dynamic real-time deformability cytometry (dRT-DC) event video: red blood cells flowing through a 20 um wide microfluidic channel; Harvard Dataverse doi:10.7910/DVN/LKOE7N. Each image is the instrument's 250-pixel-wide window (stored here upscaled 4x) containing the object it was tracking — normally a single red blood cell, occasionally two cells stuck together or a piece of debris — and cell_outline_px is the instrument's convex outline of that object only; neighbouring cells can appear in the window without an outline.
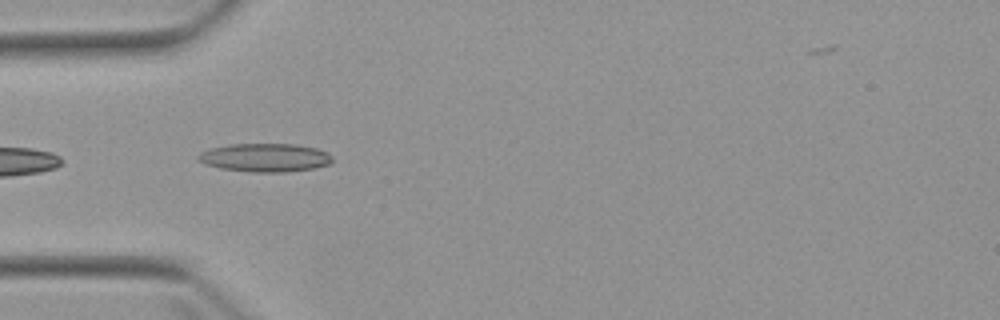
{"species": "Egyptian fruit bat (a non-hibernating species)", "species_latin": "Rousettus aegyptiacus", "temperature_condition": "warm", "stored_images_in_passage": 8, "camera_frame_rate_fps": 3000, "um_per_image_px": 0.085, "animal": {"sex": "female"}, "frame": {"image": 1, "passage_image": 6, "time_ms": 6.0, "image_size_px": [1000, 320], "cell_outline_px": [[332, 160], [328, 164], [312, 168], [284, 172], [252, 172], [220, 168], [204, 164], [196, 160], [196, 156], [200, 152], [208, 148], [232, 144], [296, 144], [316, 148], [328, 152], [332, 156]], "centroid_in_image_um": [22.47, 13.39], "position_along_channel_um": 62.5, "area_um2": 22.31}}
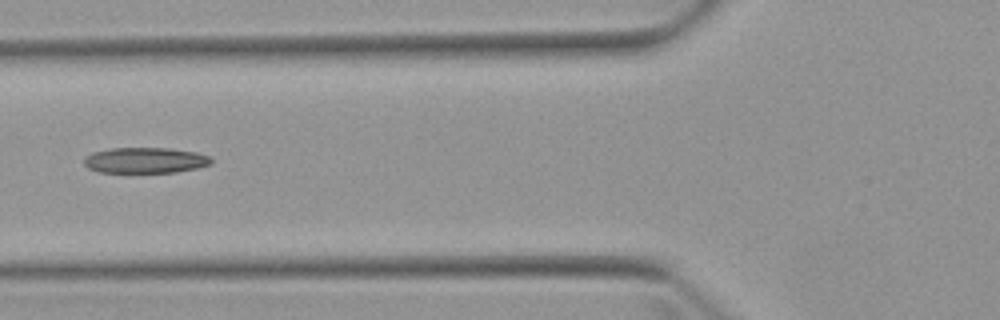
{"frame": {"image": 2, "passage_image": 7, "time_ms": 7.333, "image_size_px": [1000, 320], "cell_outline_px": [[212, 164], [196, 168], [176, 172], [96, 172], [88, 168], [84, 164], [84, 160], [92, 152], [108, 148], [168, 148], [196, 152], [212, 156]], "centroid_in_image_um": [12.36, 13.62], "position_along_channel_um": 113.4, "area_um2": 19.13}}
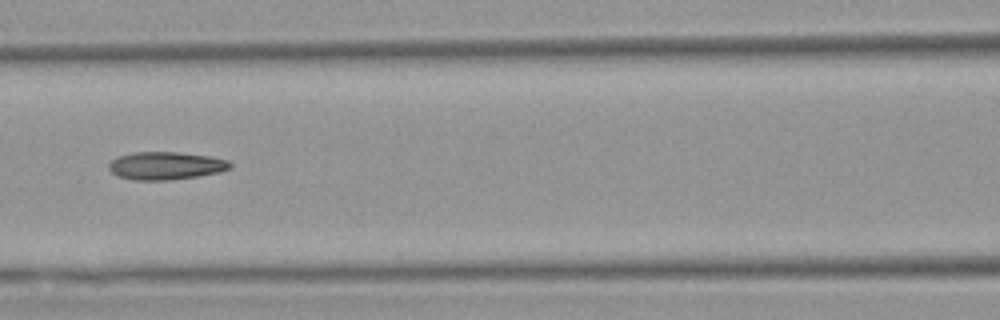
{"frame": {"image": 3, "passage_image": 8, "time_ms": 8.333, "image_size_px": [1000, 320], "cell_outline_px": [[232, 168], [220, 172], [196, 176], [168, 180], [136, 180], [116, 176], [108, 168], [108, 164], [116, 156], [132, 152], [176, 152], [208, 156], [228, 160], [232, 164]], "centroid_in_image_um": [14.06, 14.08], "position_along_channel_um": 152.5, "area_um2": 19.71}}